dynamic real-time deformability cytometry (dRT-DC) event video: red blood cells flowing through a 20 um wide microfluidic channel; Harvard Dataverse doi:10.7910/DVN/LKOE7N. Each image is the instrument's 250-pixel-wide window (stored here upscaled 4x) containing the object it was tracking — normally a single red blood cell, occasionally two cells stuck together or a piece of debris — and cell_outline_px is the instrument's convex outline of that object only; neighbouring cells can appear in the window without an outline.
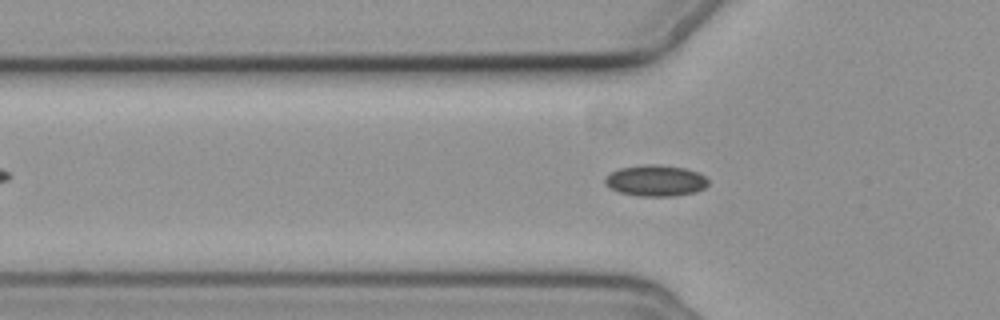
{"species": "common noctule bat (a hibernating species)", "species_latin": "Nyctalus noctula", "temperature_condition": "cold", "stored_images_in_passage": 4, "camera_frame_rate_fps": 3000, "um_per_image_px": 0.085, "animal": {"sex": "female", "body_mass_g": 19.3, "forearm_length_mm": 54.1}, "frame": {"image": 1, "passage_image": 4, "time_ms": 3.333, "image_size_px": [1000, 320], "cell_outline_px": [[708, 184], [704, 188], [696, 192], [676, 196], [636, 196], [620, 192], [608, 188], [604, 184], [604, 176], [620, 168], [644, 164], [660, 164], [684, 168], [696, 172], [704, 176], [708, 180]], "centroid_in_image_um": [55.69, 15.36], "position_along_channel_um": 70.1, "area_um2": 18.96}}